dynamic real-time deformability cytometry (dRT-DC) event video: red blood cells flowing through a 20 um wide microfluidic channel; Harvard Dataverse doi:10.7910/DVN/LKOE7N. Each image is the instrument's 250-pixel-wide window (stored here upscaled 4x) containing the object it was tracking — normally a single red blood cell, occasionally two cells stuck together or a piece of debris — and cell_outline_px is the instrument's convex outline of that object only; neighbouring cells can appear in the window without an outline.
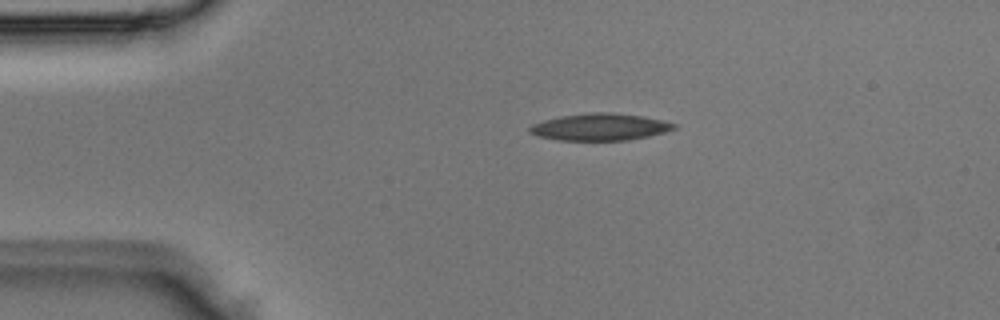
{"species": "Egyptian fruit bat (a non-hibernating species)", "species_latin": "Rousettus aegyptiacus", "temperature_condition": "room temperature", "stored_images_in_passage": 4, "camera_frame_rate_fps": 3000, "um_per_image_px": 0.085, "animal": {"sex": "male"}, "frame": {"image": 1, "passage_image": 3, "time_ms": 0.667, "image_size_px": [1000, 320], "cell_outline_px": [[676, 128], [664, 132], [648, 136], [628, 140], [556, 140], [540, 136], [528, 132], [528, 128], [532, 124], [544, 120], [560, 116], [588, 112], [612, 112], [644, 116], [664, 120], [676, 124]], "centroid_in_image_um": [51.0, 10.78], "position_along_channel_um": 34.0, "area_um2": 22.77}}